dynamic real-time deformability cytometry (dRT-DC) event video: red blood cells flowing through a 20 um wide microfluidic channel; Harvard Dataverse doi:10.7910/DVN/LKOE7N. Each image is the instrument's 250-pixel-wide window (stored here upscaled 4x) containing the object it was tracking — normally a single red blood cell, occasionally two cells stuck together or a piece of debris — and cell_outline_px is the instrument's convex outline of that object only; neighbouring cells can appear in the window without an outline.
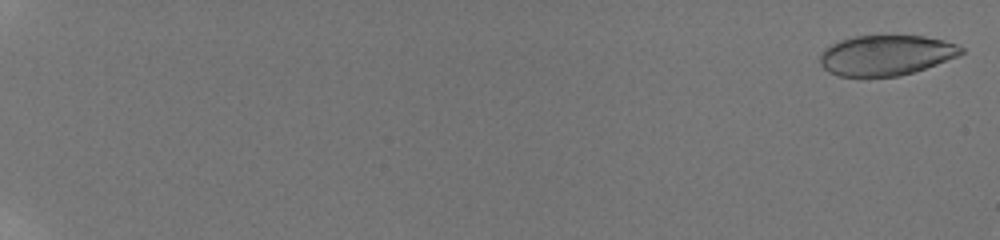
{"species": "human", "species_latin": "Homo sapiens", "temperature_condition": "room temperature", "stored_images_in_passage": 44, "camera_frame_rate_fps": 3000, "um_per_image_px": 0.085, "donor": {"sex": "male"}, "frame": {"image": 1, "passage_image": 2, "time_ms": 0.333, "image_size_px": [1000, 240], "cell_outline_px": [[964, 52], [956, 56], [936, 64], [900, 76], [840, 76], [828, 72], [820, 64], [820, 52], [824, 48], [840, 40], [856, 36], [924, 36], [944, 40], [956, 44], [964, 48]], "centroid_in_image_um": [75.28, 4.69], "position_along_channel_um": 9.7, "area_um2": 32.89}}
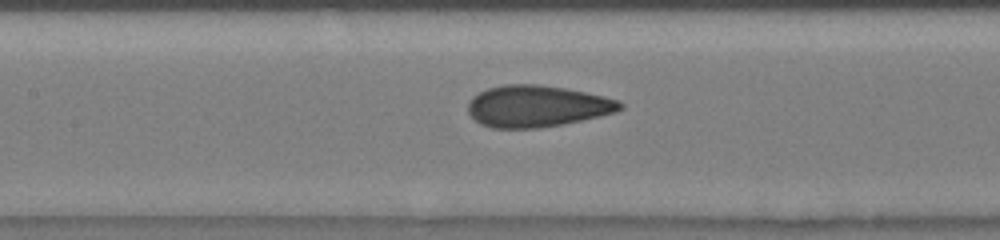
{"frame": {"image": 2, "passage_image": 32, "time_ms": 10.333, "image_size_px": [1000, 240], "cell_outline_px": [[624, 108], [616, 112], [600, 116], [564, 124], [540, 128], [492, 128], [480, 124], [468, 112], [468, 104], [480, 92], [488, 88], [504, 84], [536, 84], [564, 88], [604, 96], [620, 100], [624, 104]], "centroid_in_image_um": [45.69, 9.03], "position_along_channel_um": 161.7, "area_um2": 36.82}}
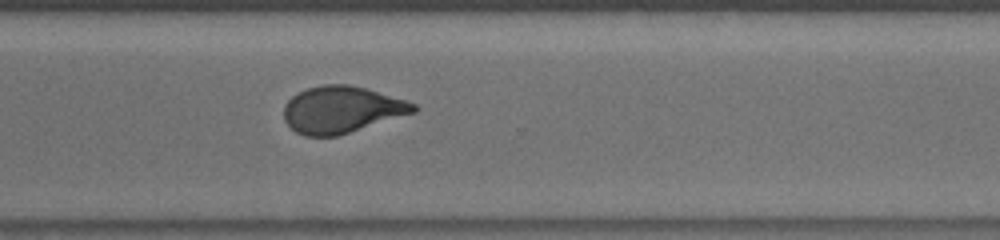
{"frame": {"image": 3, "passage_image": 44, "time_ms": 14.333, "image_size_px": [1000, 240], "cell_outline_px": [[420, 108], [416, 112], [336, 136], [304, 136], [296, 132], [284, 120], [284, 104], [292, 96], [308, 88], [324, 84], [348, 84], [364, 88], [404, 100], [416, 104]], "centroid_in_image_um": [29.03, 9.32], "position_along_channel_um": 341.6, "area_um2": 35.03}}